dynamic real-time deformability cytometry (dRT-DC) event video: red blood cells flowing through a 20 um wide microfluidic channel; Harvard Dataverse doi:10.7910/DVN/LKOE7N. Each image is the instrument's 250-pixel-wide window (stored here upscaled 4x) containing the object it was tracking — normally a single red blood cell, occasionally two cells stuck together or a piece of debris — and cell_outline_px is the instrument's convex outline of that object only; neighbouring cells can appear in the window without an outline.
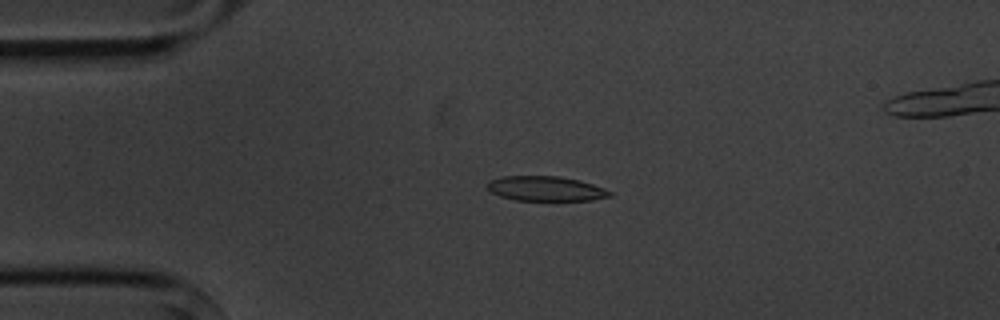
{"species": "common noctule bat (a hibernating species)", "species_latin": "Nyctalus noctula", "temperature_condition": "cold", "stored_images_in_passage": 5, "camera_frame_rate_fps": 3000, "um_per_image_px": 0.085, "animal": {"sex": "male", "body_mass_g": 20.1, "forearm_length_mm": 53.5}, "frame": {"image": 1, "passage_image": 3, "time_ms": 2.333, "image_size_px": [1000, 320], "cell_outline_px": [[612, 196], [592, 200], [516, 200], [500, 196], [492, 192], [488, 188], [488, 180], [500, 176], [560, 176], [580, 180], [604, 188], [612, 192]], "centroid_in_image_um": [46.39, 16.02], "position_along_channel_um": 38.6, "area_um2": 17.69}}